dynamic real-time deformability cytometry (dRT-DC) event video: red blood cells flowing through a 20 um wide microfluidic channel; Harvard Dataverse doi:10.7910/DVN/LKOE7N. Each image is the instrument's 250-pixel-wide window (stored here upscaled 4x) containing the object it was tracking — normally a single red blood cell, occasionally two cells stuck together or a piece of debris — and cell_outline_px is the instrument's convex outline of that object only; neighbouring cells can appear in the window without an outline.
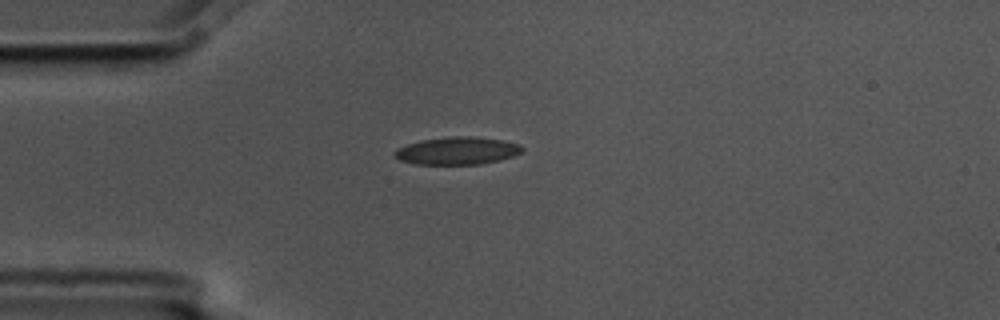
{"species": "common noctule bat (a hibernating species)", "species_latin": "Nyctalus noctula", "temperature_condition": "cold", "stored_images_in_passage": 4, "camera_frame_rate_fps": 3000, "um_per_image_px": 0.085, "animal": {"sex": "male", "body_mass_g": 17.5, "forearm_length_mm": 52.3}, "frame": {"image": 1, "passage_image": 4, "time_ms": 1.0, "image_size_px": [1000, 320], "cell_outline_px": [[524, 148], [520, 152], [512, 156], [480, 164], [416, 164], [400, 160], [396, 156], [396, 152], [400, 148], [408, 144], [420, 140], [452, 136], [472, 136], [504, 140], [520, 144]], "centroid_in_image_um": [38.9, 12.8], "position_along_channel_um": 46.1, "area_um2": 20.17}}